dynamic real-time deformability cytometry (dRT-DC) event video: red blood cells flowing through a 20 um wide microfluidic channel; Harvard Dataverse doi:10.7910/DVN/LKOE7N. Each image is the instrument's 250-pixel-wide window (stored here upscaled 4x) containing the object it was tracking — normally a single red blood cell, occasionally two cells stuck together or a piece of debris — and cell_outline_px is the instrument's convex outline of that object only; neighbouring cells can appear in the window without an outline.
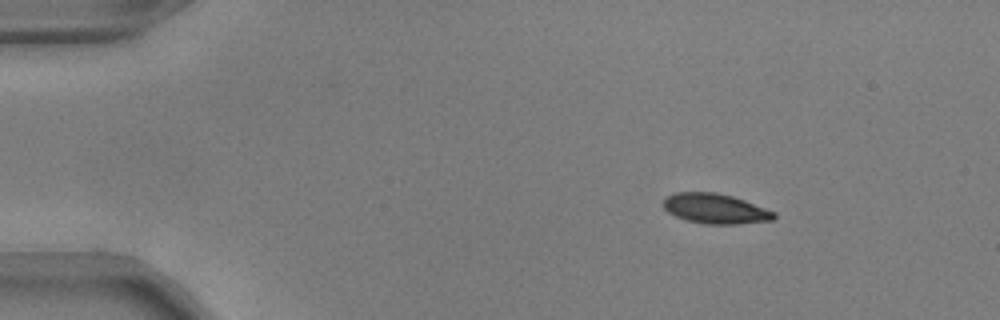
{"species": "common noctule bat (a hibernating species)", "species_latin": "Nyctalus noctula", "temperature_condition": "warm", "stored_images_in_passage": 46, "camera_frame_rate_fps": 3000, "um_per_image_px": 0.085, "animal": {"sex": "male", "body_mass_g": 17.9, "forearm_length_mm": 54.2}, "frame": {"image": 1, "passage_image": 1, "time_ms": 0.0, "image_size_px": [1000, 320], "cell_outline_px": [[776, 216], [772, 220], [736, 224], [704, 224], [688, 220], [676, 216], [668, 212], [664, 208], [664, 200], [668, 196], [676, 192], [716, 192], [732, 196], [744, 200], [776, 212]], "centroid_in_image_um": [60.81, 17.73], "position_along_channel_um": 24.2, "area_um2": 19.19}}
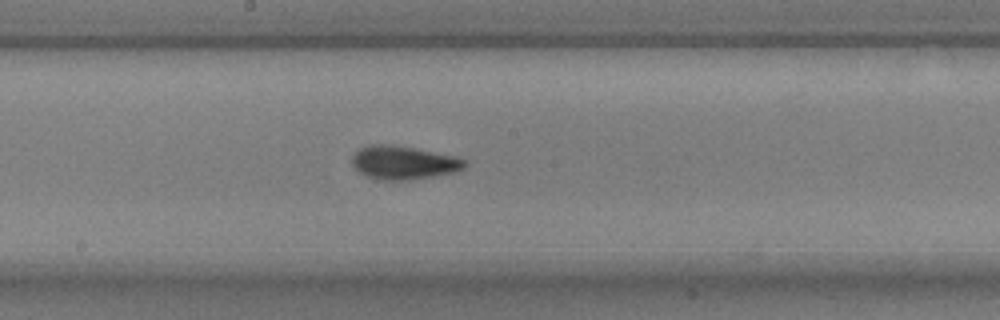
{"frame": {"image": 2, "passage_image": 22, "time_ms": 7.0, "image_size_px": [1000, 320], "cell_outline_px": [[468, 164], [464, 168], [452, 172], [436, 176], [408, 180], [384, 180], [364, 176], [352, 164], [352, 156], [360, 148], [368, 144], [388, 144], [412, 148], [456, 156], [464, 160]], "centroid_in_image_um": [34.28, 13.82], "position_along_channel_um": 213.9, "area_um2": 21.85}}
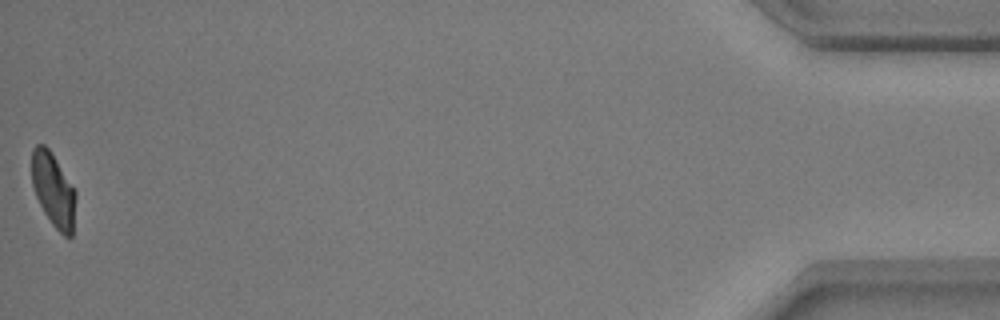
{"frame": {"image": 3, "passage_image": 46, "time_ms": 15.0, "image_size_px": [1000, 320], "cell_outline_px": [[76, 196], [72, 236], [64, 236], [52, 224], [44, 212], [36, 196], [32, 184], [32, 148], [36, 144], [44, 144], [48, 148], [56, 160], [76, 192]], "centroid_in_image_um": [4.53, 16.14], "position_along_channel_um": 430.7, "area_um2": 18.61}, "authors_computed_cell_mechanics": {"area_um2": 20.4612, "velocity_mm_per_s": 3.8425, "shape_relaxation_time_tau1_ms": 2.6108, "shape_relaxation_time_tau2_ms": 1.3652, "deformation_change_tau1": 0.148, "deformation_change_tau2": 0.0655}}